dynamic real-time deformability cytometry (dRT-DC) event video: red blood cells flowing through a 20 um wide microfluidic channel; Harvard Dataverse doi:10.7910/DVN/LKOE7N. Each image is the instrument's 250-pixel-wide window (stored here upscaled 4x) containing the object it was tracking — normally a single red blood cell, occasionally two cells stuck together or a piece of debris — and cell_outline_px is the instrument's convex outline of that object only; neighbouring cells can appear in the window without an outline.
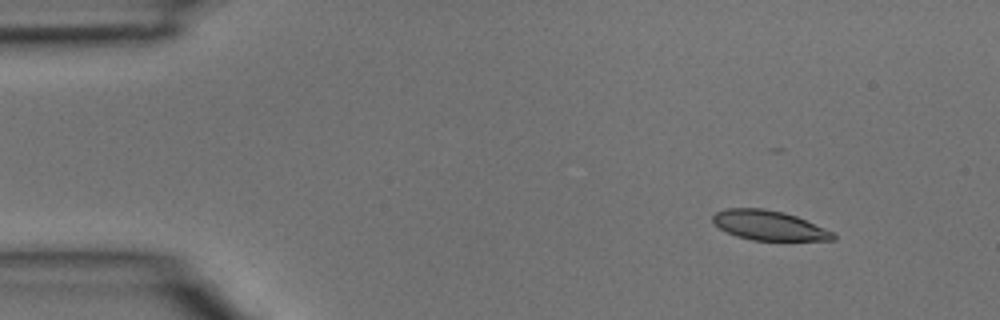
{"species": "common noctule bat (a hibernating species)", "species_latin": "Nyctalus noctula", "temperature_condition": "room temperature", "stored_images_in_passage": 3, "camera_frame_rate_fps": 3000, "um_per_image_px": 0.085, "animal": {"sex": "male", "body_mass_g": 15.6}, "frame": {"image": 1, "passage_image": 2, "time_ms": 0.333, "image_size_px": [1000, 320], "cell_outline_px": [[836, 240], [752, 240], [736, 236], [720, 228], [712, 220], [712, 216], [716, 212], [728, 208], [764, 208], [784, 212], [796, 216], [836, 232]], "centroid_in_image_um": [65.41, 19.16], "position_along_channel_um": 19.6, "area_um2": 20.81}}